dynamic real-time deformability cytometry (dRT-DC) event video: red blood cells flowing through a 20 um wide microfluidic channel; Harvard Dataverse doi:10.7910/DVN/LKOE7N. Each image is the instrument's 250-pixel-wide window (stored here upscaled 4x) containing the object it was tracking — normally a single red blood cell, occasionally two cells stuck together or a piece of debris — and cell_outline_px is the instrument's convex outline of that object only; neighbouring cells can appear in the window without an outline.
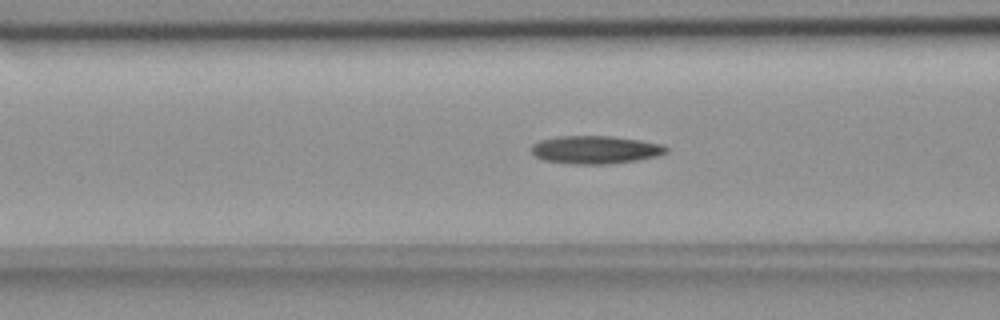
{"species": "common noctule bat (a hibernating species)", "species_latin": "Nyctalus noctula", "temperature_condition": "room temperature", "stored_images_in_passage": 52, "camera_frame_rate_fps": 3000, "um_per_image_px": 0.085, "animal": {"sex": "female", "body_mass_g": 18.4}, "frame": {"image": 1, "passage_image": 17, "time_ms": 5.333, "image_size_px": [1000, 320], "cell_outline_px": [[668, 152], [656, 156], [636, 160], [608, 164], [572, 164], [544, 160], [536, 156], [532, 152], [532, 144], [540, 140], [560, 136], [612, 136], [640, 140], [664, 144], [668, 148]], "centroid_in_image_um": [50.63, 12.72], "position_along_channel_um": 116.0, "area_um2": 21.96}}
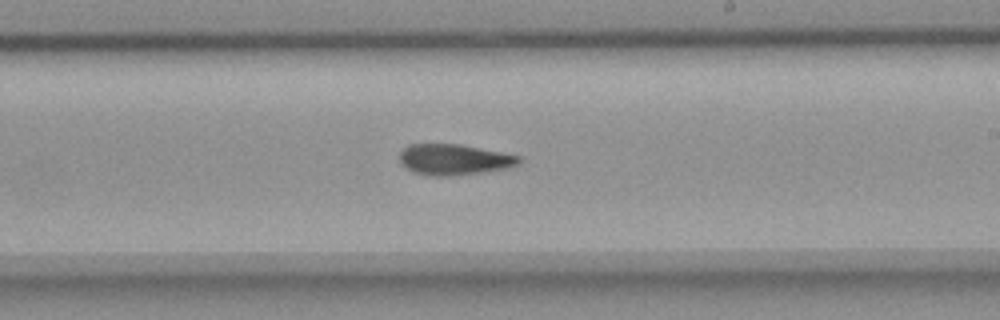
{"frame": {"image": 2, "passage_image": 28, "time_ms": 9.0, "image_size_px": [1000, 320], "cell_outline_px": [[520, 164], [508, 168], [484, 172], [448, 176], [428, 176], [412, 172], [404, 168], [400, 164], [400, 152], [408, 144], [460, 144], [520, 156]], "centroid_in_image_um": [38.56, 13.57], "position_along_channel_um": 250.4, "area_um2": 21.62}}
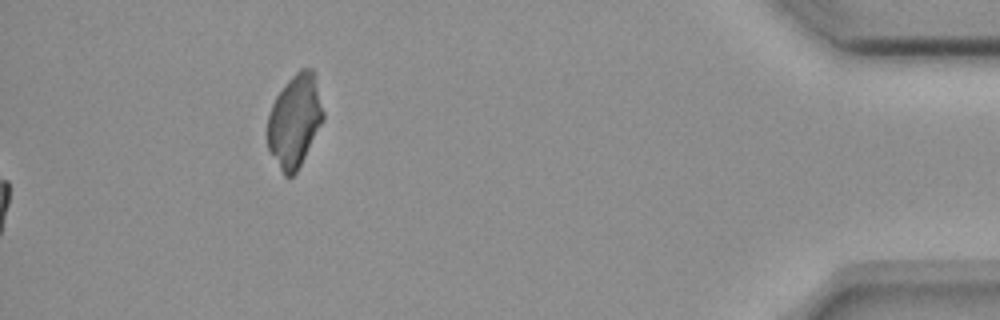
{"frame": {"image": 3, "passage_image": 52, "time_ms": 17.0, "image_size_px": [1000, 320], "cell_outline_px": [[324, 120], [296, 172], [292, 176], [284, 176], [268, 148], [268, 112], [276, 96], [284, 84], [300, 68], [312, 68], [316, 72], [324, 112]], "centroid_in_image_um": [25.07, 10.21], "position_along_channel_um": 410.1, "area_um2": 30.23}, "authors_computed_cell_mechanics": {"area_um2": 21.4149, "velocity_mm_per_s": 3.6774, "shape_relaxation_time_tau1_ms": 8.9507, "shape_relaxation_time_tau2_ms": 9.1903, "deformation_change_tau1": 0.2282, "deformation_change_tau2": 0.1991}}